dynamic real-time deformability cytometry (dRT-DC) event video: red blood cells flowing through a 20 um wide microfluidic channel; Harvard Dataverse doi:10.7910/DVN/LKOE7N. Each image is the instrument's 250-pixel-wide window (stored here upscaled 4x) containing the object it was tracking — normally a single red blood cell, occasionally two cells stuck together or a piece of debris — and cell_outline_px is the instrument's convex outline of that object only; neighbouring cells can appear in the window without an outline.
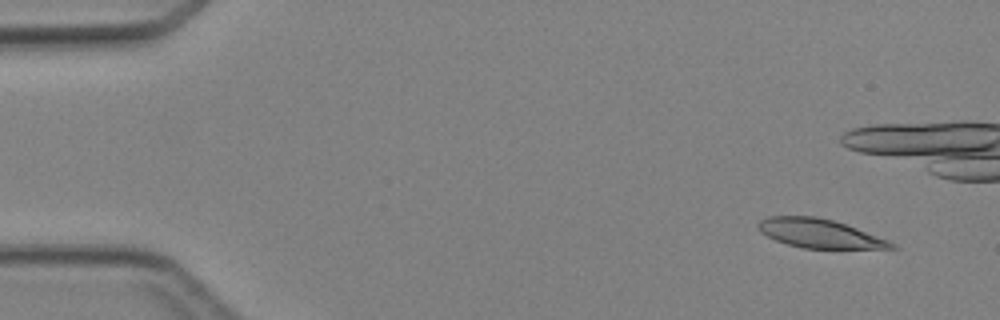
{"species": "Egyptian fruit bat (a non-hibernating species)", "species_latin": "Rousettus aegyptiacus", "temperature_condition": "cold", "stored_images_in_passage": 5, "camera_frame_rate_fps": 3000, "um_per_image_px": 0.085, "animal": {"sex": "female"}, "frame": {"image": 1, "passage_image": 1, "time_ms": 0.0, "image_size_px": [1000, 320], "cell_outline_px": [[900, 248], [804, 248], [788, 244], [776, 240], [760, 232], [756, 228], [756, 224], [760, 220], [768, 216], [816, 216], [832, 220], [856, 228], [888, 240], [896, 244]], "centroid_in_image_um": [69.62, 19.83], "position_along_channel_um": 15.4, "area_um2": 22.2}}